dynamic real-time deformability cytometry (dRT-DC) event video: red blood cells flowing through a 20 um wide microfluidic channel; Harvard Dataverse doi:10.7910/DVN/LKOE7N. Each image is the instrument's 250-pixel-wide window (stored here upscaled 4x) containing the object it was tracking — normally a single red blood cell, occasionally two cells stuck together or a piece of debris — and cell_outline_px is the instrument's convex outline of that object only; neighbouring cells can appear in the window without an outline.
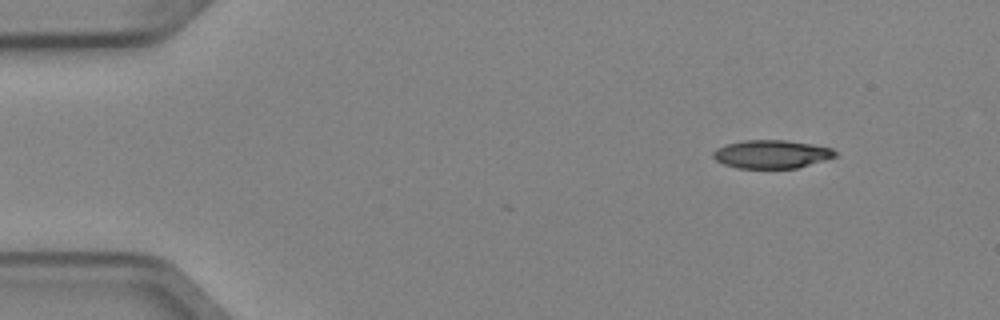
{"species": "Egyptian fruit bat (a non-hibernating species)", "species_latin": "Rousettus aegyptiacus", "temperature_condition": "cold", "stored_images_in_passage": 4, "camera_frame_rate_fps": 3000, "um_per_image_px": 0.085, "animal": {"sex": "female"}, "frame": {"image": 1, "passage_image": 4, "time_ms": 1.0, "image_size_px": [1000, 320], "cell_outline_px": [[836, 156], [824, 160], [796, 168], [736, 168], [724, 164], [716, 160], [712, 156], [712, 152], [716, 148], [728, 144], [744, 140], [784, 140], [812, 144], [832, 148], [836, 152]], "centroid_in_image_um": [65.56, 13.1], "position_along_channel_um": 19.4, "area_um2": 20.0}}